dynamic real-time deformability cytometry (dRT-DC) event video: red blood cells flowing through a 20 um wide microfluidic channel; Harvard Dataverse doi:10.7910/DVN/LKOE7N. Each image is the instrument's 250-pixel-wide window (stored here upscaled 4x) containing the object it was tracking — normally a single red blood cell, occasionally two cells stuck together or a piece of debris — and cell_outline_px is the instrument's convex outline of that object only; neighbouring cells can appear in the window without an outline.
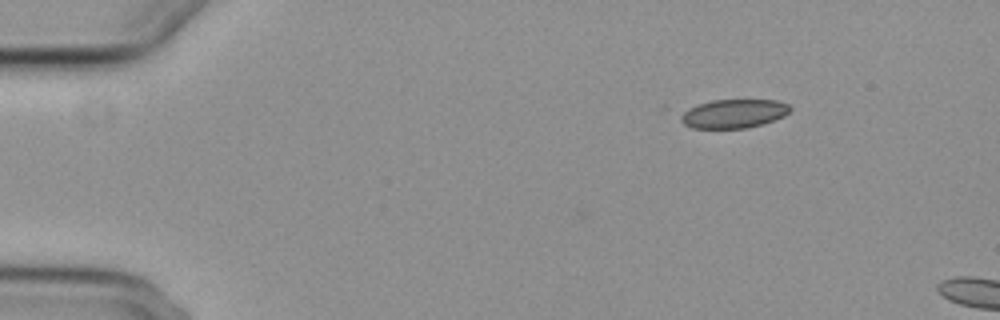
{"species": "common noctule bat (a hibernating species)", "species_latin": "Nyctalus noctula", "temperature_condition": "cold", "stored_images_in_passage": 4, "camera_frame_rate_fps": 3000, "um_per_image_px": 0.085, "animal": {"sex": "female", "body_mass_g": 29.2, "forearm_length_mm": 56.3}, "frame": {"image": 1, "passage_image": 1, "time_ms": 0.0, "image_size_px": [1000, 320], "cell_outline_px": [[792, 108], [784, 116], [748, 128], [692, 128], [684, 124], [680, 120], [680, 112], [688, 108], [712, 100], [776, 100], [788, 104]], "centroid_in_image_um": [62.33, 9.66], "position_along_channel_um": 22.7, "area_um2": 18.26}}